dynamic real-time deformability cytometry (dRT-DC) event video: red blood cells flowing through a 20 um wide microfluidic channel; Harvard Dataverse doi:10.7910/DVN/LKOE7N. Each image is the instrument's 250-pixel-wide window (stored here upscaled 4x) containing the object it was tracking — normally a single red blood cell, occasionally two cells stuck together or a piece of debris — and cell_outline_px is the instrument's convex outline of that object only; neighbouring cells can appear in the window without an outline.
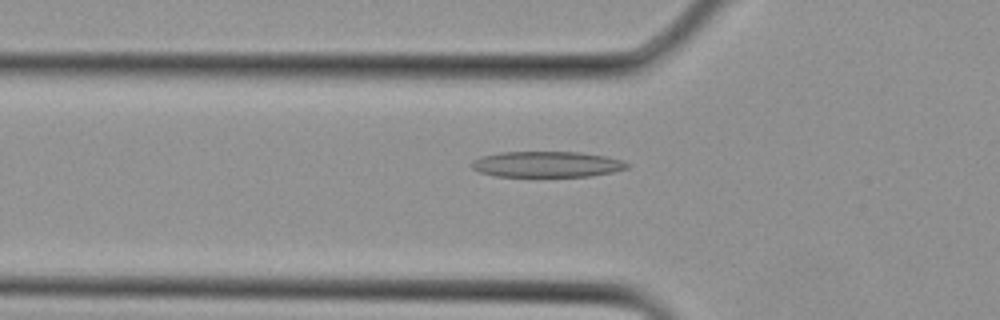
{"species": "Egyptian fruit bat (a non-hibernating species)", "species_latin": "Rousettus aegyptiacus", "temperature_condition": "cold", "stored_images_in_passage": 5, "camera_frame_rate_fps": 3000, "um_per_image_px": 0.085, "animal": {"sex": "female"}, "frame": {"image": 1, "passage_image": 4, "time_ms": 1.0, "image_size_px": [1000, 320], "cell_outline_px": [[632, 164], [628, 168], [612, 172], [592, 176], [496, 176], [480, 172], [472, 168], [472, 160], [480, 156], [500, 152], [580, 152], [604, 156], [624, 160]], "centroid_in_image_um": [46.51, 13.96], "position_along_channel_um": 79.3, "area_um2": 23.47}}